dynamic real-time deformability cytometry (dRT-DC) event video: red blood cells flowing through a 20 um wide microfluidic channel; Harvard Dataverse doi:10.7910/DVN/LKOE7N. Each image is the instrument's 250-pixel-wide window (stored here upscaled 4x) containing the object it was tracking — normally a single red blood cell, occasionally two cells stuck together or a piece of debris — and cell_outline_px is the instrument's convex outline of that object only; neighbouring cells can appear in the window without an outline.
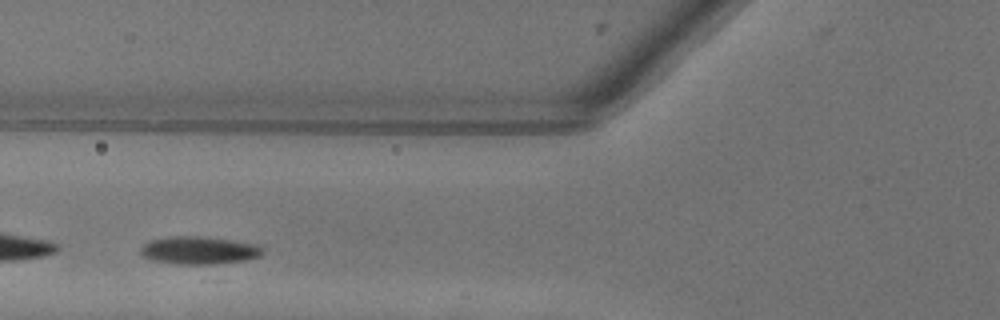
{"species": "common noctule bat (a hibernating species)", "species_latin": "Nyctalus noctula", "temperature_condition": "warm", "stored_images_in_passage": 11, "camera_frame_rate_fps": 3000, "um_per_image_px": 0.085, "animal": {"sex": "female"}, "frame": {"image": 1, "passage_image": 6, "time_ms": 1.667, "image_size_px": [1000, 320], "cell_outline_px": [[264, 252], [260, 256], [248, 260], [216, 264], [176, 264], [152, 260], [144, 256], [140, 252], [140, 248], [148, 240], [168, 236], [200, 236], [232, 240], [256, 244], [264, 248]], "centroid_in_image_um": [16.93, 21.27], "position_along_channel_um": 108.9, "area_um2": 20.0}}